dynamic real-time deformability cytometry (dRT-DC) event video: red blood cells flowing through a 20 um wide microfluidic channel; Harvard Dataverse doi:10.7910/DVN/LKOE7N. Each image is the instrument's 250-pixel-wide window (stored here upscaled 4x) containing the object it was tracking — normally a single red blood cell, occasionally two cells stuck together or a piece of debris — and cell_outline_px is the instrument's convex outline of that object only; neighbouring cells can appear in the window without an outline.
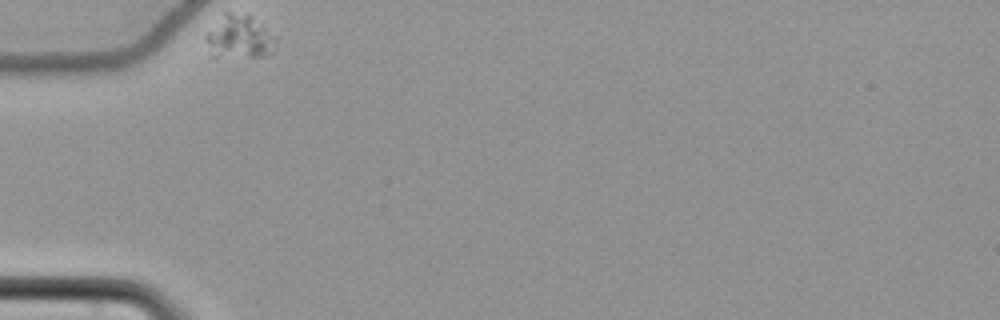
{"species": "common noctule bat (a hibernating species)", "species_latin": "Nyctalus noctula", "temperature_condition": "cold", "stored_images_in_passage": 3, "camera_frame_rate_fps": 3000, "um_per_image_px": 0.085, "animal": {"sex": "female", "body_mass_g": 22.7, "forearm_length_mm": 54.2}, "frame": {"image": 1, "passage_image": 1, "time_ms": 0.0, "image_size_px": [1000, 320], "cell_outline_px": [[276, 36], [272, 52], [264, 56], [208, 56], [204, 36], [224, 12], [248, 12], [264, 24]], "centroid_in_image_um": [20.33, 3.1], "position_along_channel_um": 64.7, "area_um2": 18.15}}